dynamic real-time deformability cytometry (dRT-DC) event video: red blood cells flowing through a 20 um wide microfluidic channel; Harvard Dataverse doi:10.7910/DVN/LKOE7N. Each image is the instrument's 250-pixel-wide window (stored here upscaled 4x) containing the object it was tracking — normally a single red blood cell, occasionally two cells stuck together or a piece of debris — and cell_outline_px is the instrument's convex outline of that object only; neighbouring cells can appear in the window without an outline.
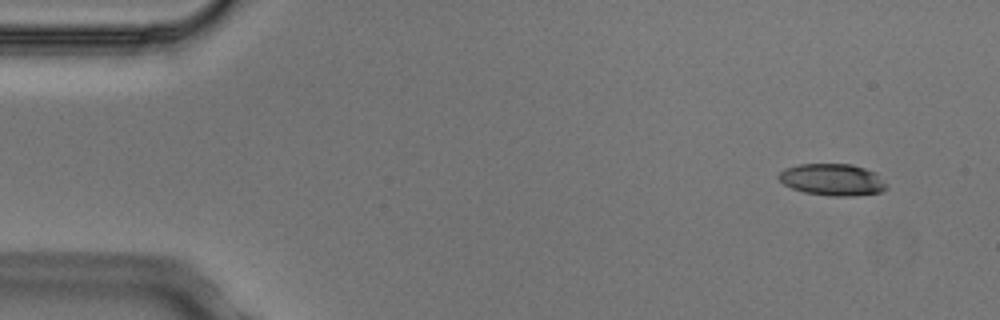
{"species": "Egyptian fruit bat (a non-hibernating species)", "species_latin": "Rousettus aegyptiacus", "temperature_condition": "cold", "stored_images_in_passage": 4, "camera_frame_rate_fps": 3000, "um_per_image_px": 0.085, "animal": {"sex": "male"}, "frame": {"image": 1, "passage_image": 1, "time_ms": 0.0, "image_size_px": [1000, 320], "cell_outline_px": [[888, 188], [880, 192], [852, 196], [832, 196], [804, 192], [792, 188], [784, 184], [776, 176], [784, 168], [800, 164], [852, 164], [876, 172], [888, 184]], "centroid_in_image_um": [70.78, 15.27], "position_along_channel_um": 14.2, "area_um2": 20.11}}
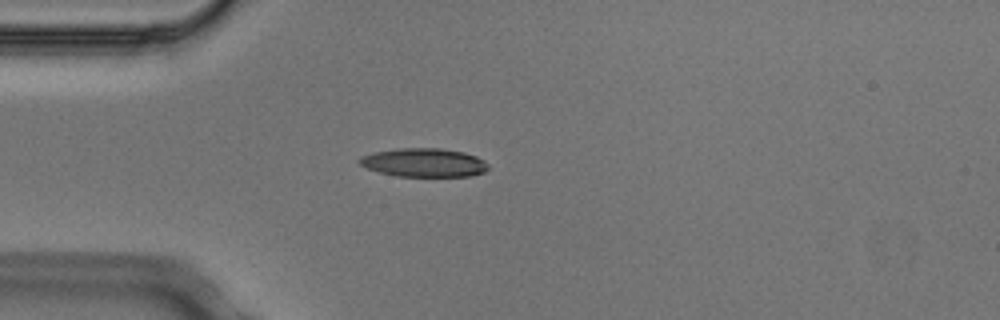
{"frame": {"image": 2, "passage_image": 4, "time_ms": 1.0, "image_size_px": [1000, 320], "cell_outline_px": [[488, 168], [484, 172], [468, 176], [396, 176], [380, 172], [368, 168], [360, 164], [356, 160], [360, 156], [372, 152], [400, 148], [440, 148], [464, 152], [476, 156], [484, 160], [488, 164]], "centroid_in_image_um": [36.02, 13.81], "position_along_channel_um": 49.0, "area_um2": 21.5}}